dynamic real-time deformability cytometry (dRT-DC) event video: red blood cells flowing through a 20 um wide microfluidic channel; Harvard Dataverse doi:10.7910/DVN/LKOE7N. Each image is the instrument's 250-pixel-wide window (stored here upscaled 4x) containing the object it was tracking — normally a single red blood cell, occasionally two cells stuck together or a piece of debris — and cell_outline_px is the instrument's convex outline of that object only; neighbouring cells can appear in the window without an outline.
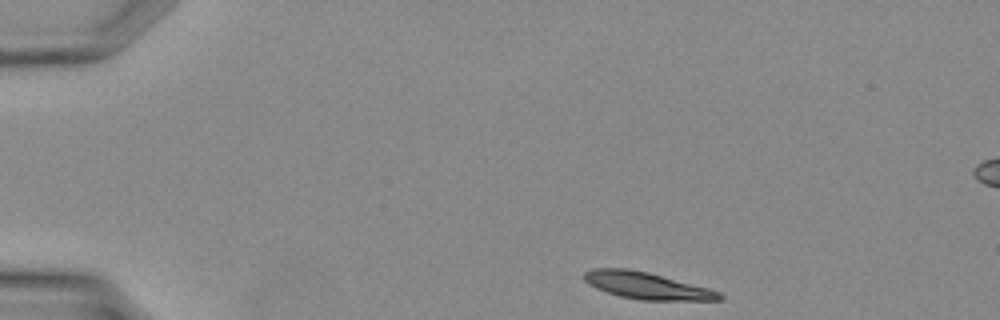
{"species": "Egyptian fruit bat (a non-hibernating species)", "species_latin": "Rousettus aegyptiacus", "temperature_condition": "warm", "stored_images_in_passage": 33, "camera_frame_rate_fps": 3000, "um_per_image_px": 0.085, "animal": {"sex": "female"}, "frame": {"image": 1, "passage_image": 1, "time_ms": 0.0, "image_size_px": [1000, 320], "cell_outline_px": [[724, 300], [640, 300], [620, 296], [596, 288], [588, 284], [584, 280], [584, 272], [592, 268], [628, 268], [648, 272], [708, 288], [720, 292], [724, 296]], "centroid_in_image_um": [54.97, 24.28], "position_along_channel_um": 30.0, "area_um2": 21.1}}
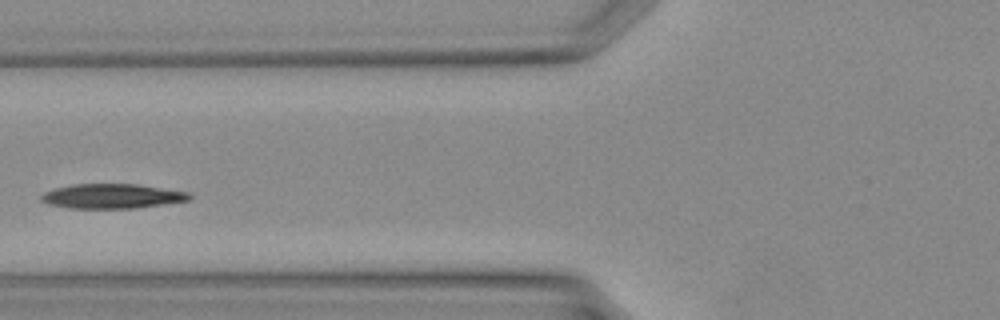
{"frame": {"image": 2, "passage_image": 10, "time_ms": 3.0, "image_size_px": [1000, 320], "cell_outline_px": [[192, 196], [188, 200], [136, 208], [68, 208], [48, 204], [40, 200], [40, 196], [44, 192], [52, 188], [72, 184], [136, 184], [188, 192]], "centroid_in_image_um": [9.45, 16.67], "position_along_channel_um": 116.4, "area_um2": 21.21}}
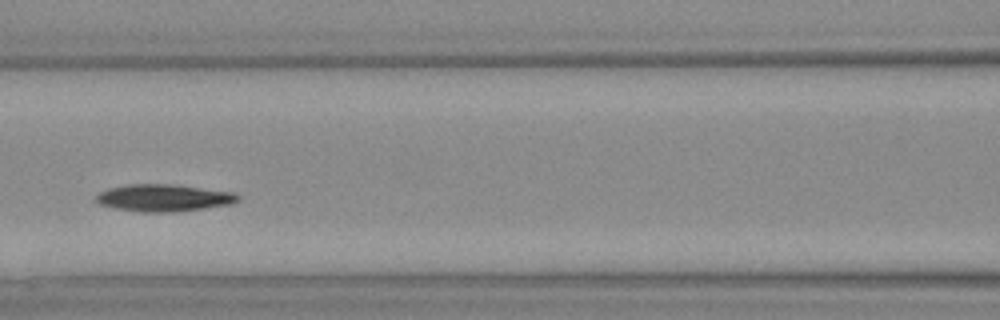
{"frame": {"image": 3, "passage_image": 12, "time_ms": 3.667, "image_size_px": [1000, 320], "cell_outline_px": [[240, 200], [232, 204], [204, 208], [172, 212], [136, 212], [112, 208], [96, 204], [96, 196], [100, 192], [108, 188], [128, 184], [168, 184], [232, 192], [240, 196]], "centroid_in_image_um": [13.85, 16.83], "position_along_channel_um": 152.7, "area_um2": 22.48}}